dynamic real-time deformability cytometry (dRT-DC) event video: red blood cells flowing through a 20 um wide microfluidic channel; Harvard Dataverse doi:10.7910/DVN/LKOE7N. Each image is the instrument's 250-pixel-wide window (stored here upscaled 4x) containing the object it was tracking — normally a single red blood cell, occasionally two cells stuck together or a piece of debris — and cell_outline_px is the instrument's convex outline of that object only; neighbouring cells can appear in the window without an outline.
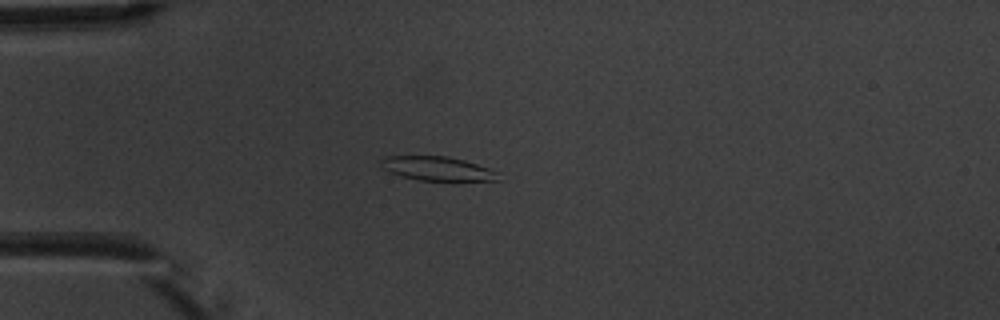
{"species": "common noctule bat (a hibernating species)", "species_latin": "Nyctalus noctula", "temperature_condition": "warm", "stored_images_in_passage": 8, "camera_frame_rate_fps": 3000, "um_per_image_px": 0.085, "animal": {"sex": "male", "body_mass_g": 20.1, "forearm_length_mm": 53.5}, "frame": {"image": 1, "passage_image": 4, "time_ms": 3.667, "image_size_px": [1000, 320], "cell_outline_px": [[500, 180], [452, 184], [420, 180], [400, 176], [384, 168], [380, 160], [384, 156], [448, 156], [464, 160], [488, 168], [496, 172]], "centroid_in_image_um": [37.27, 14.39], "position_along_channel_um": 47.7, "area_um2": 17.22}}
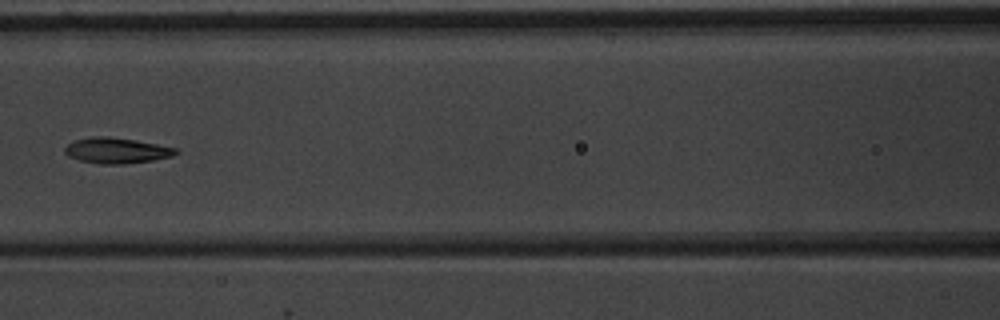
{"frame": {"image": 2, "passage_image": 7, "time_ms": 7.0, "image_size_px": [1000, 320], "cell_outline_px": [[180, 152], [172, 156], [152, 160], [124, 164], [100, 164], [80, 160], [68, 156], [64, 152], [64, 148], [72, 140], [92, 136], [108, 136], [136, 140], [176, 148]], "centroid_in_image_um": [9.88, 12.78], "position_along_channel_um": 156.7, "area_um2": 16.65}}
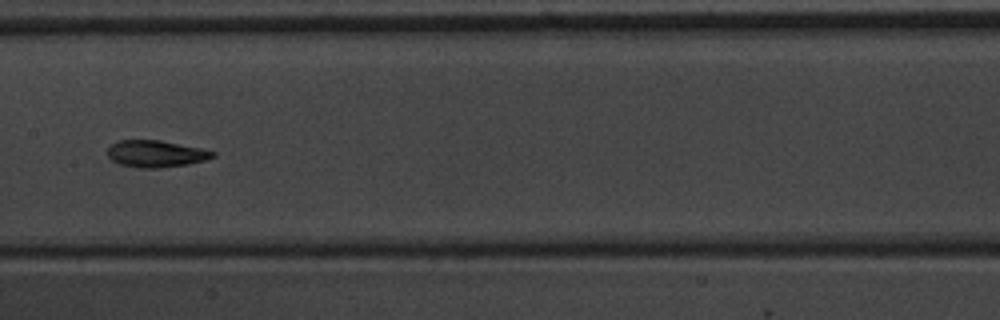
{"frame": {"image": 3, "passage_image": 8, "time_ms": 8.0, "image_size_px": [1000, 320], "cell_outline_px": [[216, 156], [204, 160], [188, 164], [156, 168], [136, 168], [120, 164], [112, 160], [108, 156], [108, 148], [116, 140], [160, 140], [200, 148], [216, 152]], "centroid_in_image_um": [13.23, 13.07], "position_along_channel_um": 194.2, "area_um2": 16.42}}